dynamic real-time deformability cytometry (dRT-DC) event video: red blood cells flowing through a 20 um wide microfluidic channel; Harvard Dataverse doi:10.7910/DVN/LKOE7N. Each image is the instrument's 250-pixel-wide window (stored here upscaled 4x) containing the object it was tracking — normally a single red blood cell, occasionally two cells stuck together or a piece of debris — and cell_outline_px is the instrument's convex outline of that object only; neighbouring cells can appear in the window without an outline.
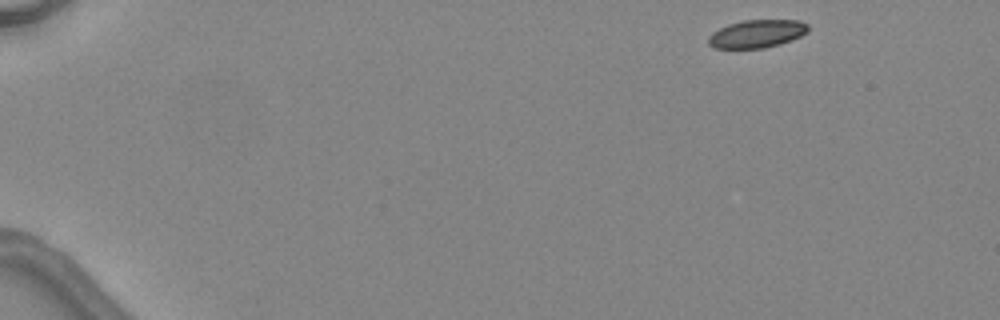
{"species": "common noctule bat (a hibernating species)", "species_latin": "Nyctalus noctula", "temperature_condition": "warm", "stored_images_in_passage": 4, "camera_frame_rate_fps": 3000, "um_per_image_px": 0.085, "animal": {"sex": "female", "body_mass_g": 24.6, "forearm_length_mm": 56.2}, "frame": {"image": 1, "passage_image": 1, "time_ms": 0.0, "image_size_px": [1000, 320], "cell_outline_px": [[808, 32], [792, 40], [780, 44], [764, 48], [712, 48], [708, 44], [708, 36], [712, 32], [728, 24], [744, 20], [800, 20], [808, 24]], "centroid_in_image_um": [64.33, 2.87], "position_along_channel_um": 20.7, "area_um2": 16.36}}